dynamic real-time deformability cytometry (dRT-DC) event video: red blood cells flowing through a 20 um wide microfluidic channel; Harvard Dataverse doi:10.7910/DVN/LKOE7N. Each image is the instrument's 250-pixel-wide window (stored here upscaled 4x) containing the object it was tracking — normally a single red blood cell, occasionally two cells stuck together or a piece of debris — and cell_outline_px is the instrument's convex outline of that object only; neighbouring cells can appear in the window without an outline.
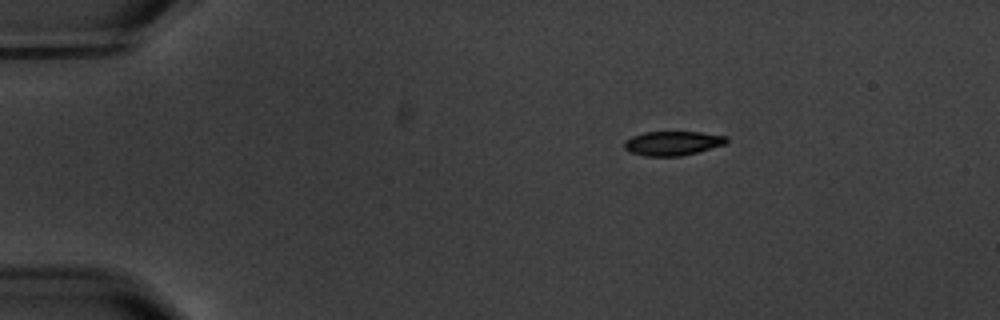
{"species": "common noctule bat (a hibernating species)", "species_latin": "Nyctalus noctula", "temperature_condition": "warm", "stored_images_in_passage": 13, "camera_frame_rate_fps": 3000, "um_per_image_px": 0.085, "animal": {"sex": "male", "body_mass_g": 20.1, "forearm_length_mm": 53.5}, "frame": {"image": 1, "passage_image": 1, "time_ms": 0.0, "image_size_px": [1000, 320], "cell_outline_px": [[728, 140], [724, 144], [696, 152], [680, 156], [644, 156], [632, 152], [624, 148], [624, 140], [632, 136], [644, 132], [700, 132], [728, 136]], "centroid_in_image_um": [57.15, 12.17], "position_along_channel_um": 27.8, "area_um2": 14.33}}
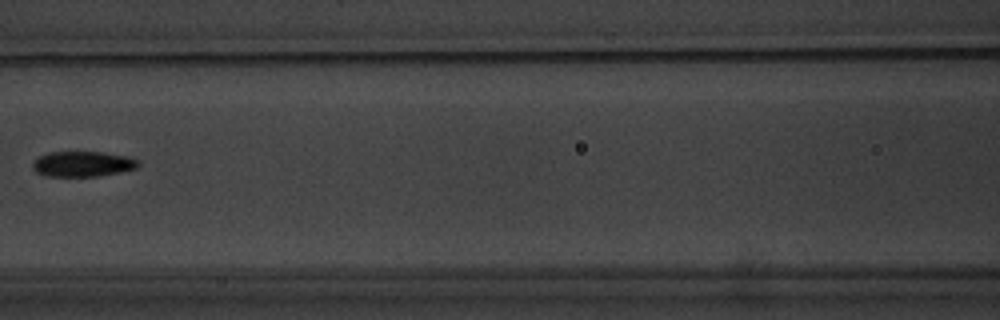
{"frame": {"image": 2, "passage_image": 5, "time_ms": 5.667, "image_size_px": [1000, 320], "cell_outline_px": [[140, 164], [136, 168], [96, 176], [48, 176], [36, 172], [32, 168], [32, 164], [40, 156], [48, 152], [104, 152], [128, 156], [140, 160]], "centroid_in_image_um": [7.04, 13.92], "position_along_channel_um": 159.6, "area_um2": 15.49}}
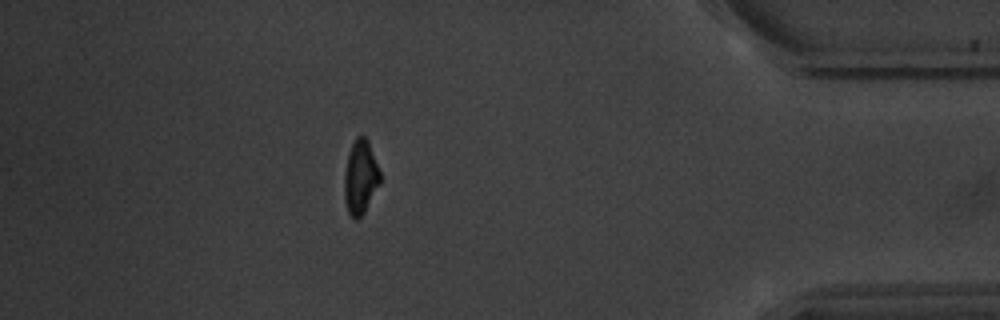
{"frame": {"image": 3, "passage_image": 12, "time_ms": 13.667, "image_size_px": [1000, 320], "cell_outline_px": [[380, 184], [364, 212], [356, 220], [348, 212], [344, 200], [344, 176], [348, 152], [356, 136], [364, 136], [368, 140], [380, 172]], "centroid_in_image_um": [30.63, 15.05], "position_along_channel_um": 404.6, "area_um2": 15.37}, "authors_computed_cell_mechanics": {"area_um2": 15.8372, "velocity_mm_per_s": 3.5592, "shape_relaxation_time_tau1_ms": 4.0872, "shape_relaxation_time_tau2_ms": 2.4204, "deformation_change_tau1": 0.2037, "deformation_change_tau2": 0.0944}}